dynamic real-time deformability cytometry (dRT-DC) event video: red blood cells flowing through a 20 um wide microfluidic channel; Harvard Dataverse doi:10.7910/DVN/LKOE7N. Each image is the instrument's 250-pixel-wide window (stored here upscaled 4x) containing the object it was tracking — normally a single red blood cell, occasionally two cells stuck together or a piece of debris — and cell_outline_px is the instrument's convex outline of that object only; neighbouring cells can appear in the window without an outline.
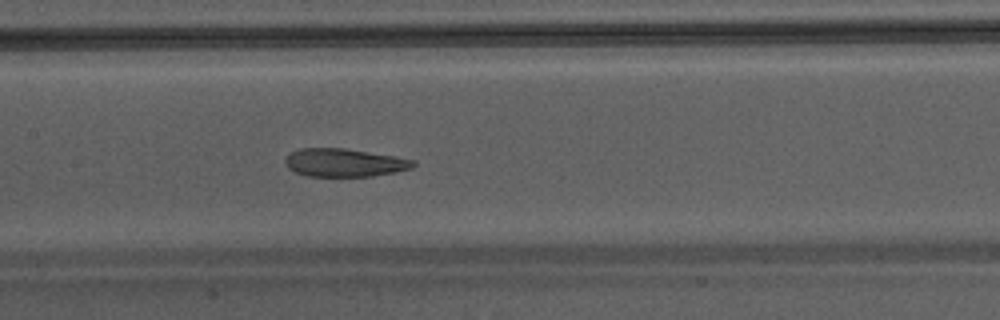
{"species": "Egyptian fruit bat (a non-hibernating species)", "species_latin": "Rousettus aegyptiacus", "temperature_condition": "warm", "stored_images_in_passage": 35, "camera_frame_rate_fps": 3000, "um_per_image_px": 0.085, "animal": {"sex": "male"}, "frame": {"image": 1, "passage_image": 15, "time_ms": 4.667, "image_size_px": [1000, 320], "cell_outline_px": [[416, 164], [412, 168], [396, 172], [372, 176], [304, 176], [288, 168], [284, 160], [292, 152], [300, 148], [344, 148], [396, 156], [416, 160]], "centroid_in_image_um": [29.3, 13.82], "position_along_channel_um": 178.1, "area_um2": 21.04}}